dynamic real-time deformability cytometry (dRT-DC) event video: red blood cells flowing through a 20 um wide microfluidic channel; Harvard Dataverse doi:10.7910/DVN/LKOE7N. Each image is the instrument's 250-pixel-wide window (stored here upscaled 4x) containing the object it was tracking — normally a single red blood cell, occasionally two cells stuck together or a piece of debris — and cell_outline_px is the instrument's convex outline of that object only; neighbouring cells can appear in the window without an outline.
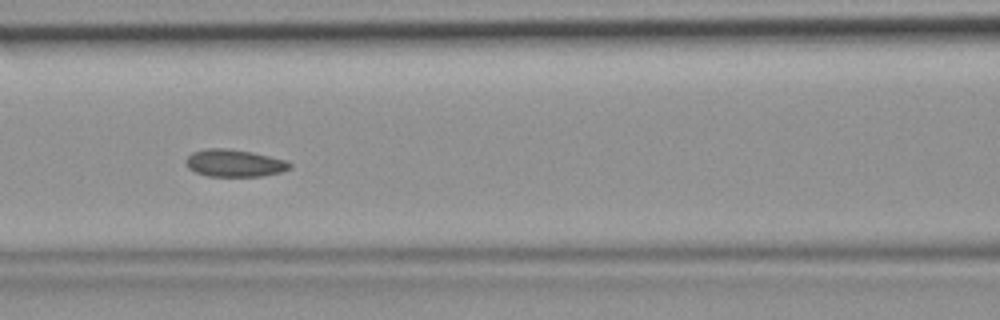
{"species": "common noctule bat (a hibernating species)", "species_latin": "Nyctalus noctula", "temperature_condition": "room temperature", "stored_images_in_passage": 44, "camera_frame_rate_fps": 3000, "um_per_image_px": 0.085, "animal": {"sex": "female", "body_mass_g": 19.9}, "frame": {"image": 1, "passage_image": 19, "time_ms": 6.0, "image_size_px": [1000, 320], "cell_outline_px": [[292, 168], [280, 172], [260, 176], [208, 176], [196, 172], [188, 168], [184, 160], [192, 152], [208, 148], [228, 148], [252, 152], [288, 160], [292, 164]], "centroid_in_image_um": [19.93, 13.86], "position_along_channel_um": 146.7, "area_um2": 16.65}}
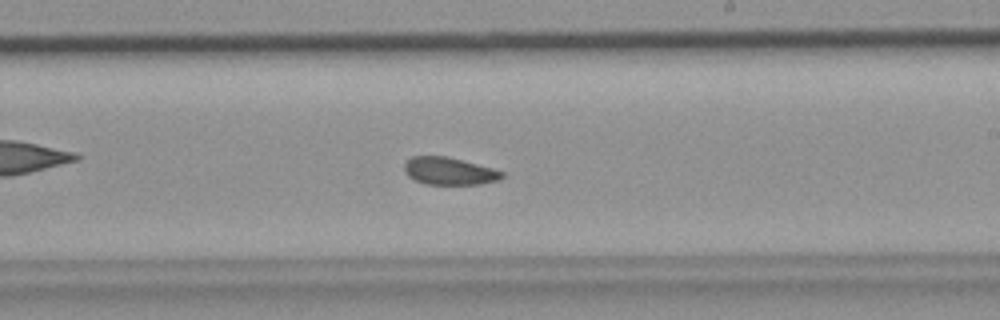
{"frame": {"image": 2, "passage_image": 26, "time_ms": 8.333, "image_size_px": [1000, 320], "cell_outline_px": [[504, 176], [500, 180], [480, 184], [424, 184], [408, 176], [404, 172], [404, 164], [412, 156], [448, 156], [492, 168], [504, 172]], "centroid_in_image_um": [38.19, 14.54], "position_along_channel_um": 250.8, "area_um2": 15.66}}